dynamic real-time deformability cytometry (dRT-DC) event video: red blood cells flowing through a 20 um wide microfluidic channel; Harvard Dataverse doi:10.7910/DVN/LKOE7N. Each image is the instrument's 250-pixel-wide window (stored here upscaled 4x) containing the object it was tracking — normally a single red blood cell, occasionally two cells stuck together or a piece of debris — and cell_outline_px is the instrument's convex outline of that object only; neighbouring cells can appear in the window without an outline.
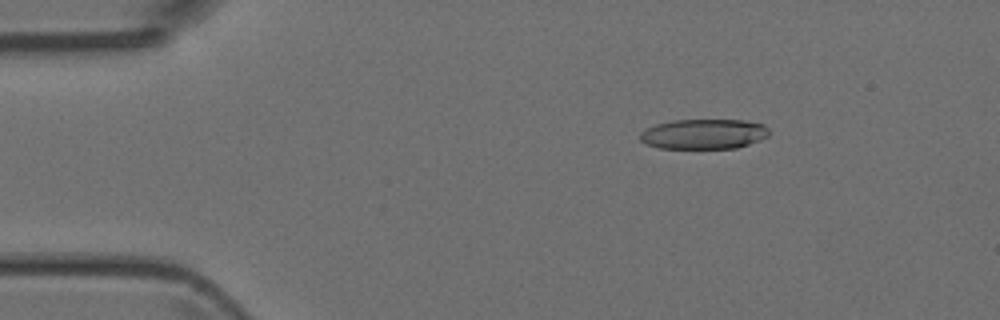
{"species": "Egyptian fruit bat (a non-hibernating species)", "species_latin": "Rousettus aegyptiacus", "temperature_condition": "room temperature", "stored_images_in_passage": 4, "camera_frame_rate_fps": 3000, "um_per_image_px": 0.085, "animal": {"sex": "female"}, "frame": {"image": 1, "passage_image": 2, "time_ms": 2.0, "image_size_px": [1000, 320], "cell_outline_px": [[772, 132], [768, 136], [748, 144], [736, 148], [660, 148], [648, 144], [640, 140], [640, 132], [656, 124], [672, 120], [744, 120], [764, 124]], "centroid_in_image_um": [59.85, 11.38], "position_along_channel_um": 25.1, "area_um2": 22.54}}
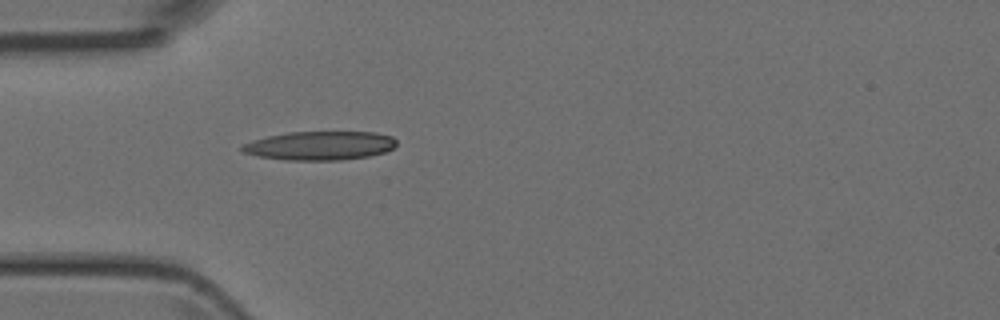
{"frame": {"image": 2, "passage_image": 4, "time_ms": 4.333, "image_size_px": [1000, 320], "cell_outline_px": [[396, 144], [392, 148], [384, 152], [368, 156], [340, 160], [284, 160], [260, 156], [244, 152], [240, 148], [244, 144], [252, 140], [268, 136], [292, 132], [376, 132], [392, 136], [396, 140]], "centroid_in_image_um": [27.21, 12.38], "position_along_channel_um": 57.8, "area_um2": 25.72}}